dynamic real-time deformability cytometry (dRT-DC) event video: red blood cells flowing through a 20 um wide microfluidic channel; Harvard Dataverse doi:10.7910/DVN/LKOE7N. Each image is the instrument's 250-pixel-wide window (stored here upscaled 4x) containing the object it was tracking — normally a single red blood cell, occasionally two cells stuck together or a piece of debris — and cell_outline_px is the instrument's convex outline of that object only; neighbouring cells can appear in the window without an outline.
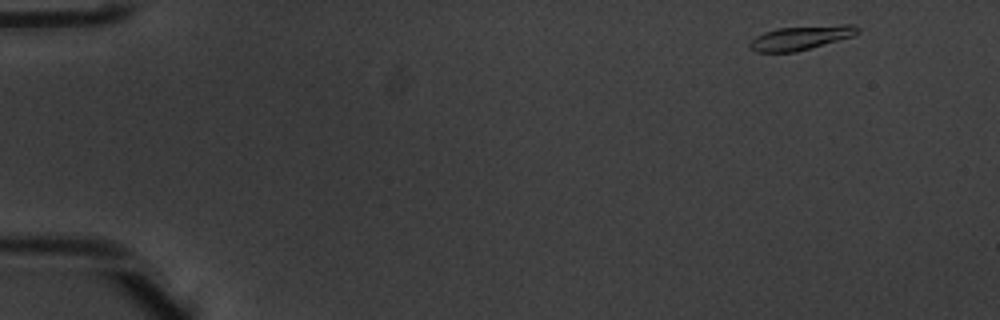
{"species": "common noctule bat (a hibernating species)", "species_latin": "Nyctalus noctula", "temperature_condition": "warm", "stored_images_in_passage": 48, "camera_frame_rate_fps": 3000, "um_per_image_px": 0.085, "animal": {"sex": "male", "body_mass_g": 20.1, "forearm_length_mm": 53.5}, "frame": {"image": 1, "passage_image": 1, "time_ms": 0.0, "image_size_px": [1000, 320], "cell_outline_px": [[860, 32], [852, 36], [796, 52], [756, 52], [748, 48], [748, 44], [756, 36], [764, 32], [780, 28], [840, 24], [856, 24], [860, 28]], "centroid_in_image_um": [68.08, 3.2], "position_along_channel_um": 16.9, "area_um2": 15.14}}
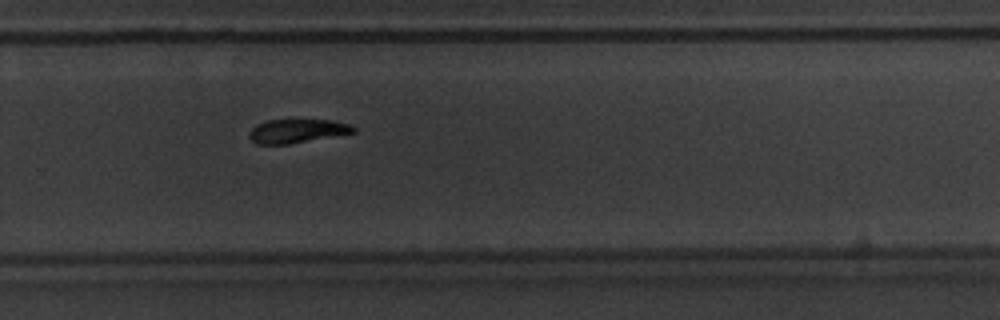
{"frame": {"image": 2, "passage_image": 32, "time_ms": 10.333, "image_size_px": [1000, 320], "cell_outline_px": [[356, 132], [288, 144], [256, 144], [248, 136], [248, 132], [256, 124], [268, 120], [332, 120], [348, 124], [356, 128]], "centroid_in_image_um": [25.22, 11.13], "position_along_channel_um": 304.6, "area_um2": 14.33}}
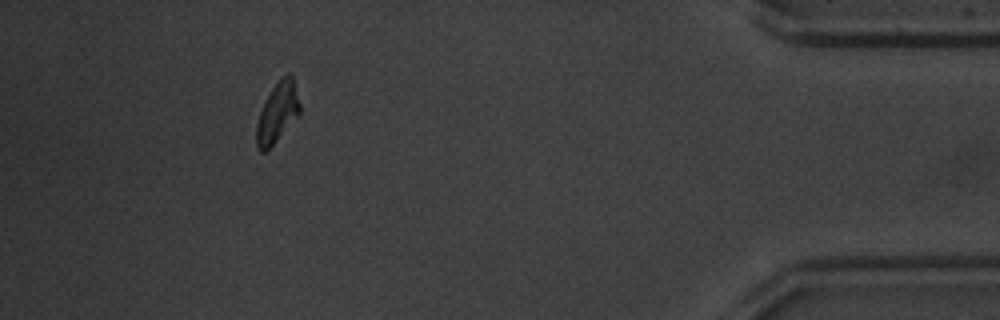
{"frame": {"image": 3, "passage_image": 44, "time_ms": 14.333, "image_size_px": [1000, 320], "cell_outline_px": [[300, 112], [272, 144], [264, 152], [260, 152], [256, 144], [256, 124], [260, 112], [272, 88], [280, 76], [288, 72], [292, 72], [300, 104]], "centroid_in_image_um": [23.58, 9.49], "position_along_channel_um": 411.6, "area_um2": 14.85}, "authors_computed_cell_mechanics": {"area_um2": 15.7216, "velocity_mm_per_s": 3.9475, "shape_relaxation_time_tau1_ms": 2.3152, "shape_relaxation_time_tau2_ms": null, "deformation_change_tau1": 0.1507, "deformation_change_tau2": null}}